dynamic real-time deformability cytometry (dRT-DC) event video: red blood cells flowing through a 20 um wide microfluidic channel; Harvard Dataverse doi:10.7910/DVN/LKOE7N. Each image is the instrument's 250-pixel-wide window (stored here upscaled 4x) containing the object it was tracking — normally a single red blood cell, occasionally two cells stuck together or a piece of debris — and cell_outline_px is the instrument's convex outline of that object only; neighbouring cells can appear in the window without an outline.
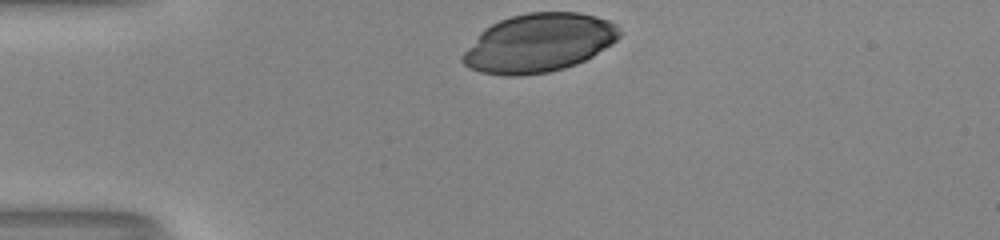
{"species": "human", "species_latin": "Homo sapiens", "temperature_condition": "room temperature", "stored_images_in_passage": 30, "camera_frame_rate_fps": 3000, "um_per_image_px": 0.085, "donor": {"sex": "male"}, "frame": {"image": 1, "passage_image": 1, "time_ms": 0.0, "image_size_px": [1000, 240], "cell_outline_px": [[620, 36], [616, 40], [592, 56], [576, 64], [564, 68], [548, 72], [520, 76], [508, 76], [480, 72], [468, 68], [460, 60], [460, 56], [480, 32], [484, 28], [500, 20], [512, 16], [528, 12], [580, 12], [596, 16], [608, 20], [616, 24], [620, 32]], "centroid_in_image_um": [45.76, 3.65], "position_along_channel_um": 39.2, "area_um2": 53.52}}